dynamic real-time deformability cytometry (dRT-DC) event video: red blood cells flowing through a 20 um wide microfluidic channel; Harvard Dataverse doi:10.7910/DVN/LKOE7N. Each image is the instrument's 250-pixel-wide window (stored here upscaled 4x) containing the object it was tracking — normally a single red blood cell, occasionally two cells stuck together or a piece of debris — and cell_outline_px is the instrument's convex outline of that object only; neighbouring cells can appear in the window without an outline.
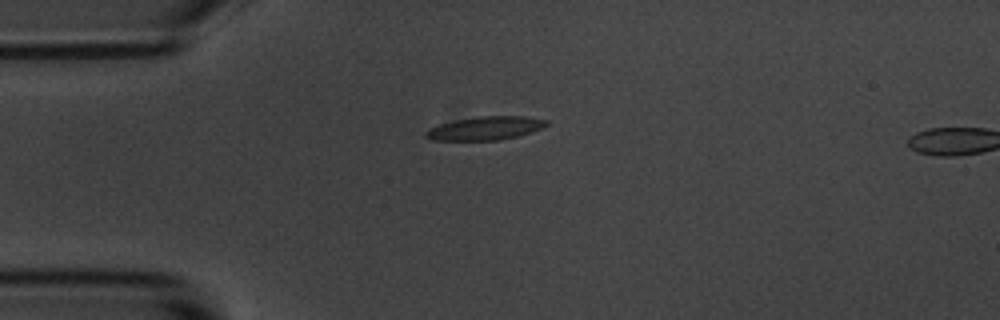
{"species": "common noctule bat (a hibernating species)", "species_latin": "Nyctalus noctula", "temperature_condition": "room temperature", "stored_images_in_passage": 3, "camera_frame_rate_fps": 3000, "um_per_image_px": 0.085, "animal": {"sex": "male", "body_mass_g": 20.1, "forearm_length_mm": 53.5}, "frame": {"image": 1, "passage_image": 1, "time_ms": 0.0, "image_size_px": [1000, 320], "cell_outline_px": [[548, 124], [532, 132], [516, 136], [496, 140], [432, 140], [424, 136], [424, 132], [428, 128], [440, 124], [456, 120], [480, 116], [524, 116], [548, 120]], "centroid_in_image_um": [41.22, 10.9], "position_along_channel_um": 43.8, "area_um2": 16.36}}